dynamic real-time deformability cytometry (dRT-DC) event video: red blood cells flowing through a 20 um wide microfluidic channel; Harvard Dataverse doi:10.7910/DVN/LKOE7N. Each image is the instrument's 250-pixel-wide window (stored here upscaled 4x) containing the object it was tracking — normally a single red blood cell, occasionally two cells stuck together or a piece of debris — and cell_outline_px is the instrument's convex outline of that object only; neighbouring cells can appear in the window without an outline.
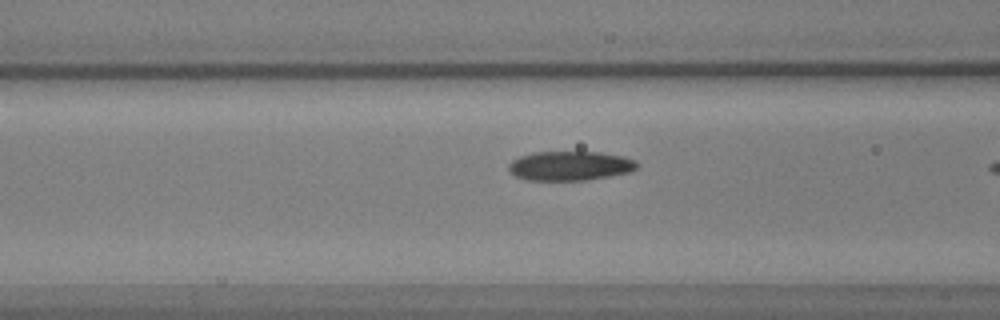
{"species": "common noctule bat (a hibernating species)", "species_latin": "Nyctalus noctula", "temperature_condition": "warm", "stored_images_in_passage": 16, "camera_frame_rate_fps": 3000, "um_per_image_px": 0.085, "animal": {"sex": "male", "body_mass_g": 17.9, "forearm_length_mm": 54.2}, "frame": {"image": 1, "passage_image": 14, "time_ms": 4.333, "image_size_px": [1000, 320], "cell_outline_px": [[640, 164], [636, 168], [628, 172], [588, 180], [524, 180], [516, 176], [508, 168], [508, 164], [512, 160], [520, 156], [532, 152], [600, 152], [624, 156], [636, 160]], "centroid_in_image_um": [48.46, 14.09], "position_along_channel_um": 118.1, "area_um2": 22.02}}